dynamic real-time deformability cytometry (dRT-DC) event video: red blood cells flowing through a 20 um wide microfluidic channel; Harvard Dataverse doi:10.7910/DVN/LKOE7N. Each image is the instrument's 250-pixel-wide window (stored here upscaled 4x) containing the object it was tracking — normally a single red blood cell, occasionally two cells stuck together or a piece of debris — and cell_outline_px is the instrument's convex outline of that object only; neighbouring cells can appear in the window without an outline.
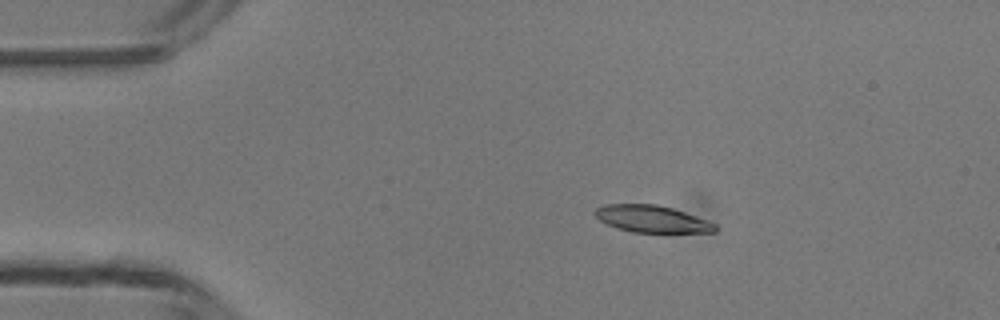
{"species": "common noctule bat (a hibernating species)", "species_latin": "Nyctalus noctula", "temperature_condition": "room temperature", "stored_images_in_passage": 6, "camera_frame_rate_fps": 3000, "um_per_image_px": 0.085, "animal": {"sex": "male", "body_mass_g": 13.3}, "frame": {"image": 1, "passage_image": 3, "time_ms": 2.333, "image_size_px": [1000, 320], "cell_outline_px": [[716, 232], [632, 232], [616, 228], [600, 220], [592, 212], [596, 208], [604, 204], [656, 204], [672, 208], [708, 220], [716, 224]], "centroid_in_image_um": [55.39, 18.6], "position_along_channel_um": 29.6, "area_um2": 18.84}}
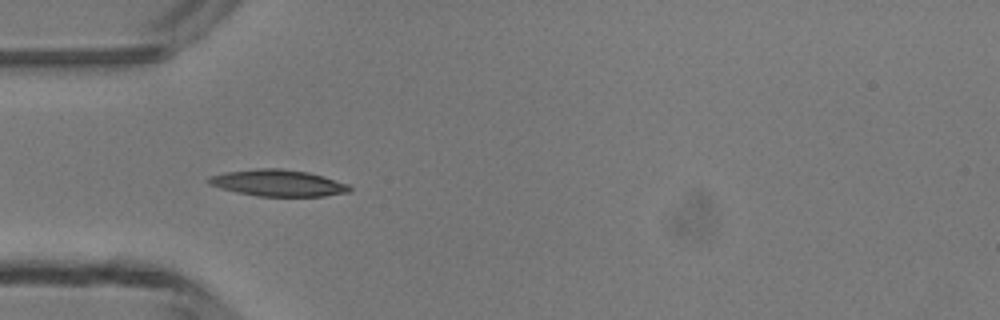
{"frame": {"image": 2, "passage_image": 5, "time_ms": 4.333, "image_size_px": [1000, 320], "cell_outline_px": [[352, 188], [348, 192], [324, 196], [256, 196], [236, 192], [220, 188], [208, 184], [208, 176], [224, 172], [256, 168], [280, 168], [308, 172], [324, 176], [348, 184]], "centroid_in_image_um": [23.6, 15.55], "position_along_channel_um": 61.4, "area_um2": 21.91}}
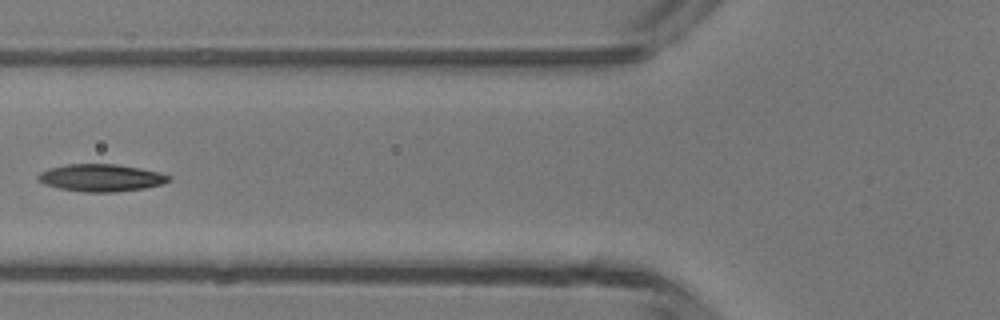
{"frame": {"image": 3, "passage_image": 6, "time_ms": 5.667, "image_size_px": [1000, 320], "cell_outline_px": [[172, 180], [160, 184], [144, 188], [112, 192], [84, 192], [60, 188], [44, 184], [36, 180], [36, 176], [40, 172], [48, 168], [64, 164], [116, 164], [140, 168], [160, 172], [172, 176]], "centroid_in_image_um": [8.56, 15.1], "position_along_channel_um": 117.2, "area_um2": 20.92}}